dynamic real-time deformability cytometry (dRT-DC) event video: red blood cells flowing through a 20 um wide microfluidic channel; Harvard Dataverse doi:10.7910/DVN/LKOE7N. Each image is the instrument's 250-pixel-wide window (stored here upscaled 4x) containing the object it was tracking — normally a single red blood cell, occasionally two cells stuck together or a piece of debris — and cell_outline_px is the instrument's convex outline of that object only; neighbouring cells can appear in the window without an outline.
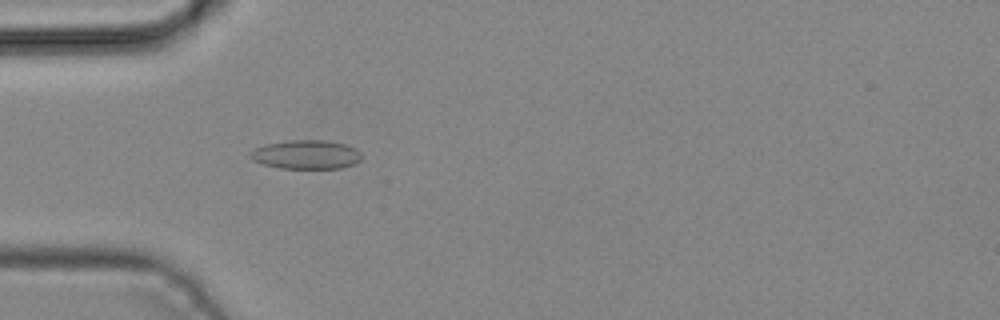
{"species": "common noctule bat (a hibernating species)", "species_latin": "Nyctalus noctula", "temperature_condition": "cold", "stored_images_in_passage": 2, "camera_frame_rate_fps": 3000, "um_per_image_px": 0.085, "animal": {"sex": "male", "body_mass_g": 19.2, "forearm_length_mm": 51.8}, "frame": {"image": 1, "passage_image": 2, "time_ms": 0.333, "image_size_px": [1000, 320], "cell_outline_px": [[360, 160], [352, 164], [340, 168], [280, 168], [264, 164], [252, 160], [248, 156], [248, 152], [256, 148], [268, 144], [292, 140], [324, 140], [344, 144], [356, 148], [360, 152]], "centroid_in_image_um": [26.0, 13.14], "position_along_channel_um": 59.0, "area_um2": 18.55}}